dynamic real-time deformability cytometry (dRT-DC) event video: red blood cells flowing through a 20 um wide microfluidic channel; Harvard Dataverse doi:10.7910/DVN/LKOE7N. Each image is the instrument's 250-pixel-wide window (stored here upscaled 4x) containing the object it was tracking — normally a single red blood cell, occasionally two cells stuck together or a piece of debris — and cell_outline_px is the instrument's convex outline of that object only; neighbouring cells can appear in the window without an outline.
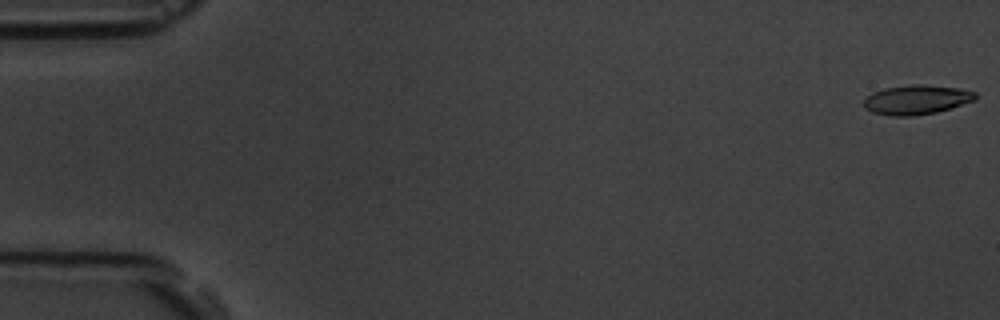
{"species": "common noctule bat (a hibernating species)", "species_latin": "Nyctalus noctula", "temperature_condition": "room temperature", "stored_images_in_passage": 6, "camera_frame_rate_fps": 3000, "um_per_image_px": 0.085, "animal": {"sex": "male", "body_mass_g": 19.5, "forearm_length_mm": 54.6}, "frame": {"image": 1, "passage_image": 1, "time_ms": 0.0, "image_size_px": [1000, 320], "cell_outline_px": [[976, 100], [936, 112], [912, 116], [888, 116], [872, 112], [864, 108], [864, 100], [872, 92], [884, 88], [908, 84], [924, 84], [956, 88], [976, 92]], "centroid_in_image_um": [77.87, 8.47], "position_along_channel_um": 7.1, "area_um2": 19.19}}
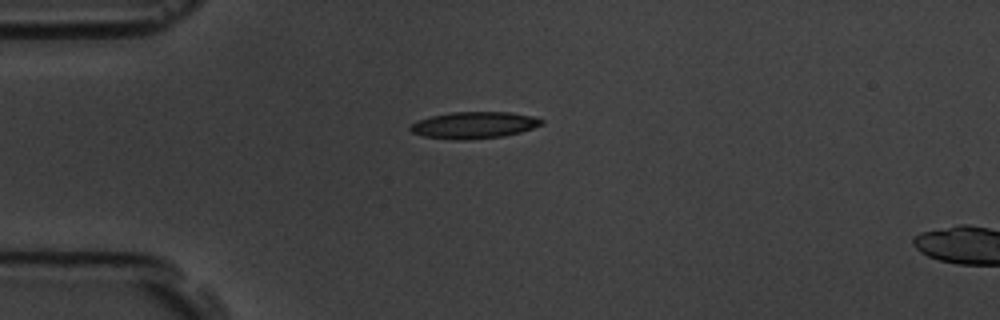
{"frame": {"image": 2, "passage_image": 5, "time_ms": 4.667, "image_size_px": [1000, 320], "cell_outline_px": [[544, 124], [520, 132], [504, 136], [464, 140], [452, 140], [424, 136], [412, 132], [408, 128], [416, 120], [432, 116], [452, 112], [512, 112], [532, 116], [544, 120]], "centroid_in_image_um": [40.29, 10.63], "position_along_channel_um": 44.7, "area_um2": 20.46}}